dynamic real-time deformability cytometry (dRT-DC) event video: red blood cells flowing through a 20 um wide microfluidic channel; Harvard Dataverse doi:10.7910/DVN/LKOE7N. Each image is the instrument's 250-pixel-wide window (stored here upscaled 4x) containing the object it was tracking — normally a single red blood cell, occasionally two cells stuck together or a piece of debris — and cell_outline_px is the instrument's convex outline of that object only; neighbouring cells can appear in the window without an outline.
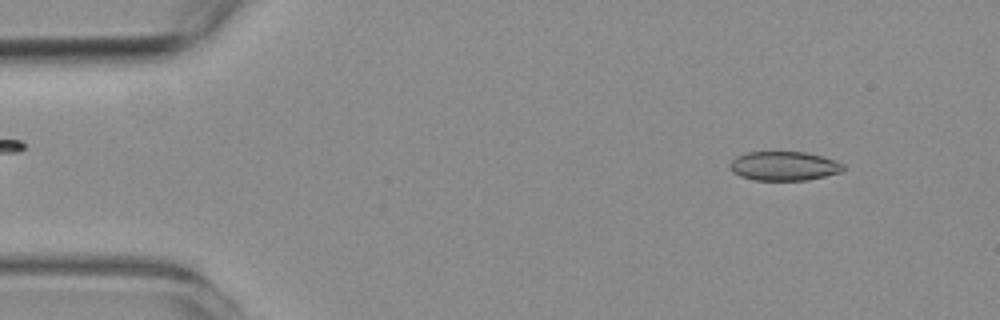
{"species": "common noctule bat (a hibernating species)", "species_latin": "Nyctalus noctula", "temperature_condition": "room temperature", "stored_images_in_passage": 56, "camera_frame_rate_fps": 3000, "um_per_image_px": 0.085, "animal": {"sex": "female", "body_mass_g": 19.3, "forearm_length_mm": 54.1}, "frame": {"image": 1, "passage_image": 5, "time_ms": 1.333, "image_size_px": [1000, 320], "cell_outline_px": [[844, 168], [840, 172], [808, 180], [752, 180], [740, 176], [732, 172], [728, 164], [736, 156], [748, 152], [808, 152], [836, 160], [844, 164]], "centroid_in_image_um": [66.62, 14.11], "position_along_channel_um": 18.4, "area_um2": 19.36}}
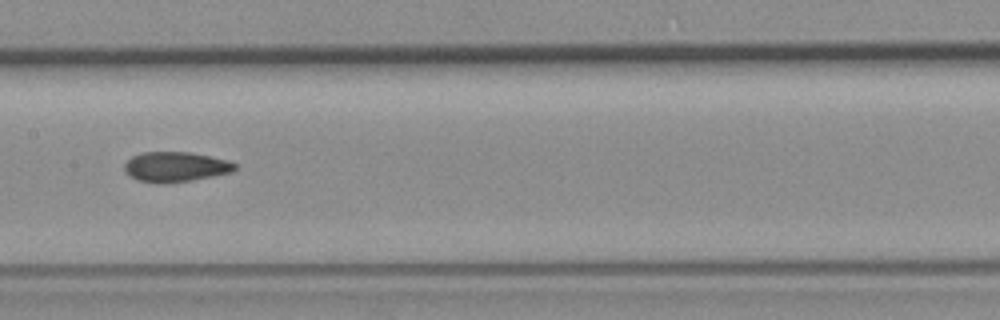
{"frame": {"image": 2, "passage_image": 27, "time_ms": 8.667, "image_size_px": [1000, 320], "cell_outline_px": [[236, 168], [232, 172], [192, 180], [168, 184], [156, 184], [136, 180], [128, 176], [124, 172], [124, 164], [132, 156], [144, 152], [188, 152], [228, 160], [236, 164]], "centroid_in_image_um": [14.86, 14.2], "position_along_channel_um": 192.5, "area_um2": 19.54}}
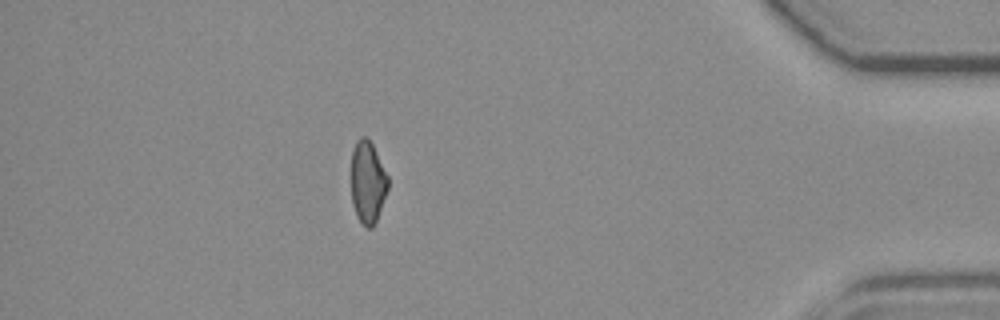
{"frame": {"image": 3, "passage_image": 49, "time_ms": 16.0, "image_size_px": [1000, 320], "cell_outline_px": [[388, 188], [376, 220], [372, 228], [368, 228], [356, 216], [352, 204], [352, 148], [356, 140], [360, 136], [368, 136], [388, 176]], "centroid_in_image_um": [31.24, 15.44], "position_along_channel_um": 404.0, "area_um2": 17.51}, "authors_computed_cell_mechanics": {"area_um2": 19.2185, "velocity_mm_per_s": 3.5766, "shape_relaxation_time_tau1_ms": null, "shape_relaxation_time_tau2_ms": 4.5977, "deformation_change_tau1": null, "deformation_change_tau2": 0.1057}}